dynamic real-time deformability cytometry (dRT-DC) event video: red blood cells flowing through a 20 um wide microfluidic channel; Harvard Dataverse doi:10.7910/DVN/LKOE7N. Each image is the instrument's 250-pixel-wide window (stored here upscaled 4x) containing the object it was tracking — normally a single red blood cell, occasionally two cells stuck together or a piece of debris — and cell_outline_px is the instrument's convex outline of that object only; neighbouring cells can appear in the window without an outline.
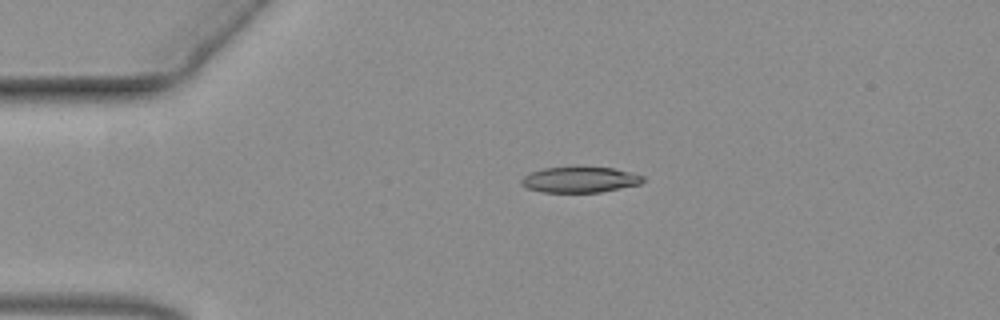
{"species": "common noctule bat (a hibernating species)", "species_latin": "Nyctalus noctula", "temperature_condition": "warm", "stored_images_in_passage": 42, "camera_frame_rate_fps": 3000, "um_per_image_px": 0.085, "animal": {"sex": "female", "body_mass_g": 19.3, "forearm_length_mm": 54.1}, "frame": {"image": 1, "passage_image": 1, "time_ms": 0.0, "image_size_px": [1000, 320], "cell_outline_px": [[644, 180], [640, 184], [600, 192], [540, 192], [528, 188], [520, 184], [520, 180], [524, 176], [532, 172], [544, 168], [612, 168], [644, 176]], "centroid_in_image_um": [49.26, 15.29], "position_along_channel_um": 35.7, "area_um2": 17.8}}
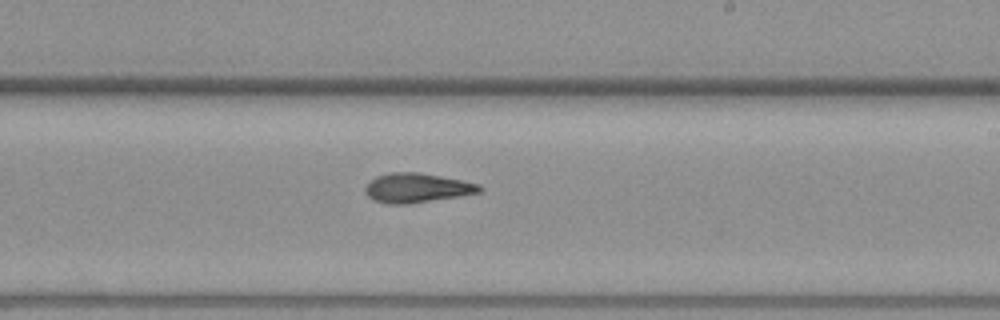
{"frame": {"image": 2, "passage_image": 23, "time_ms": 7.333, "image_size_px": [1000, 320], "cell_outline_px": [[484, 188], [480, 192], [460, 196], [408, 204], [388, 204], [372, 200], [364, 192], [364, 188], [376, 176], [388, 172], [420, 172], [464, 180], [480, 184]], "centroid_in_image_um": [35.45, 15.97], "position_along_channel_um": 253.6, "area_um2": 19.83}}
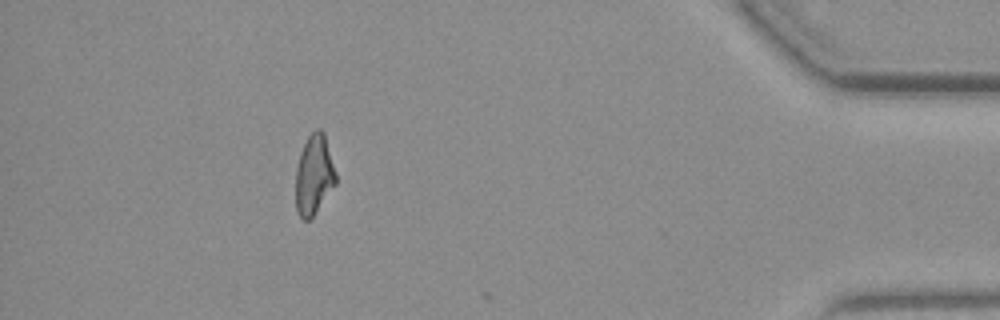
{"frame": {"image": 3, "passage_image": 41, "time_ms": 13.333, "image_size_px": [1000, 320], "cell_outline_px": [[336, 184], [312, 216], [308, 220], [304, 220], [296, 212], [296, 168], [300, 152], [308, 136], [316, 128], [320, 128], [324, 132], [336, 172]], "centroid_in_image_um": [26.69, 14.83], "position_along_channel_um": 408.5, "area_um2": 18.61}}